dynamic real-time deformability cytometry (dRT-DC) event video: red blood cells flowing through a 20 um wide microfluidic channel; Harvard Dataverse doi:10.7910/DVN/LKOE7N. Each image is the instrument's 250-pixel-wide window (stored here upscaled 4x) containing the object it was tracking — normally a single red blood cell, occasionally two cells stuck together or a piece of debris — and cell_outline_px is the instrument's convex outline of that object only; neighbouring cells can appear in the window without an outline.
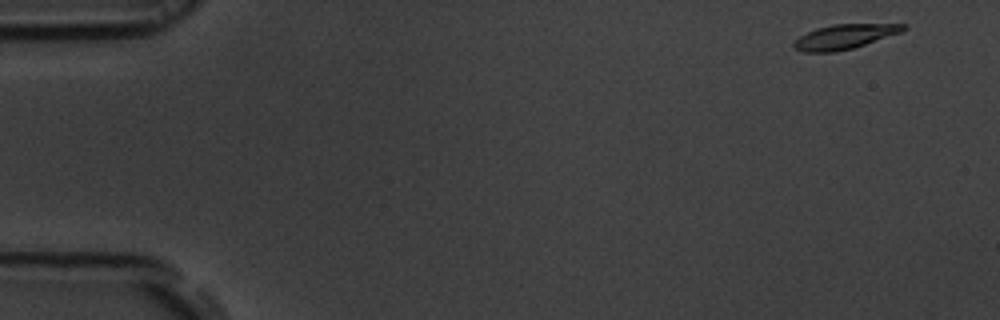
{"species": "common noctule bat (a hibernating species)", "species_latin": "Nyctalus noctula", "temperature_condition": "room temperature", "stored_images_in_passage": 53, "camera_frame_rate_fps": 3000, "um_per_image_px": 0.085, "animal": {"sex": "male", "body_mass_g": 19.5, "forearm_length_mm": 54.6}, "frame": {"image": 1, "passage_image": 1, "time_ms": 0.0, "image_size_px": [1000, 320], "cell_outline_px": [[908, 28], [900, 32], [852, 48], [836, 52], [804, 52], [792, 48], [792, 44], [800, 36], [816, 28], [832, 24], [908, 24]], "centroid_in_image_um": [71.75, 3.11], "position_along_channel_um": 13.3, "area_um2": 15.55}}
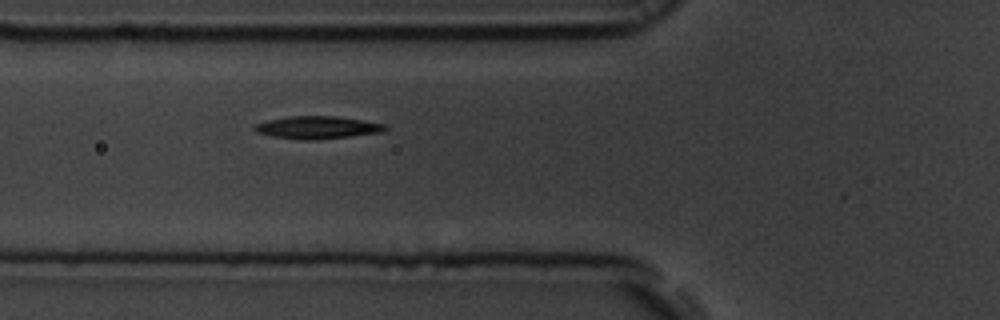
{"frame": {"image": 2, "passage_image": 18, "time_ms": 5.667, "image_size_px": [1000, 320], "cell_outline_px": [[388, 128], [384, 132], [312, 140], [300, 140], [272, 136], [256, 132], [252, 128], [252, 124], [268, 120], [288, 116], [336, 116], [388, 124]], "centroid_in_image_um": [26.96, 10.83], "position_along_channel_um": 98.8, "area_um2": 17.34}}
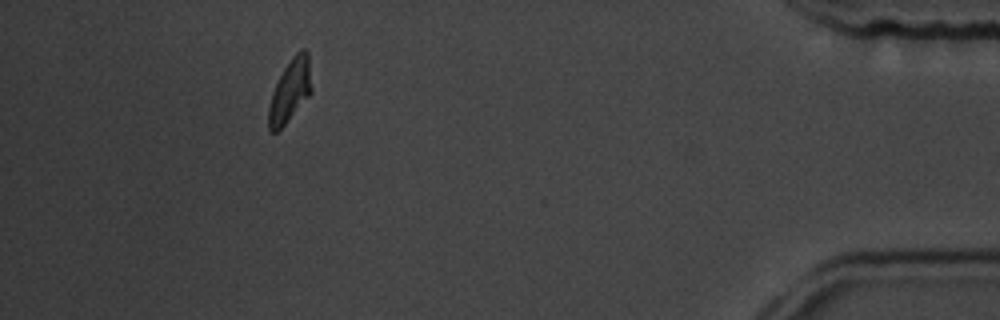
{"frame": {"image": 3, "passage_image": 48, "time_ms": 15.667, "image_size_px": [1000, 320], "cell_outline_px": [[312, 92], [284, 124], [276, 132], [272, 132], [268, 128], [268, 108], [272, 92], [284, 68], [292, 56], [300, 48], [304, 48], [308, 52], [312, 88]], "centroid_in_image_um": [24.66, 7.67], "position_along_channel_um": 410.5, "area_um2": 15.55}, "authors_computed_cell_mechanics": {"area_um2": 16.184, "velocity_mm_per_s": 3.7055, "shape_relaxation_time_tau1_ms": 2.4418, "shape_relaxation_time_tau2_ms": 5.3706, "deformation_change_tau1": 0.1552, "deformation_change_tau2": 0.0936}}